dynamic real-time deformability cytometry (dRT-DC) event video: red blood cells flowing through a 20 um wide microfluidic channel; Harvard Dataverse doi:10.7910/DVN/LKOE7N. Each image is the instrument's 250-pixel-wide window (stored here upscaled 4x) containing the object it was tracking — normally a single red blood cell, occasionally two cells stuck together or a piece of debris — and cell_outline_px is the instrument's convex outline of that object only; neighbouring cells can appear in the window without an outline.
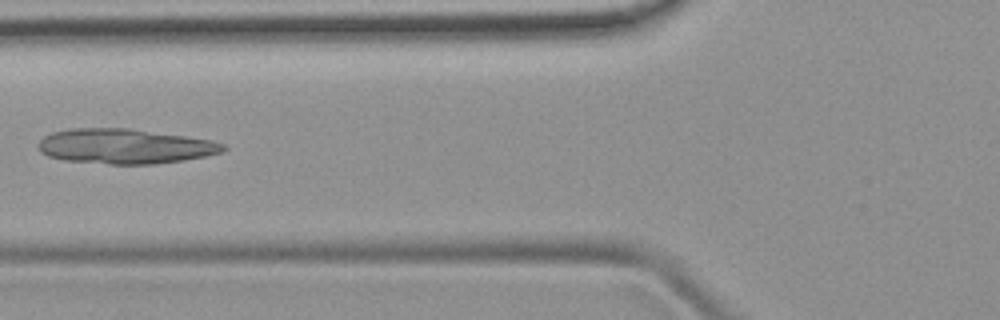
{"species": "common noctule bat (a hibernating species)", "species_latin": "Nyctalus noctula", "temperature_condition": "room temperature", "stored_images_in_passage": 3, "camera_frame_rate_fps": 3000, "um_per_image_px": 0.085, "animal": {"sex": "female", "body_mass_g": 19.9}, "frame": {"image": 1, "passage_image": 2, "time_ms": 1.333, "image_size_px": [1000, 320], "cell_outline_px": [[228, 148], [220, 152], [204, 156], [184, 160], [156, 164], [108, 164], [64, 160], [48, 156], [40, 152], [40, 140], [44, 136], [52, 132], [68, 128], [128, 128], [212, 140], [224, 144]], "centroid_in_image_um": [10.6, 12.43], "position_along_channel_um": 115.2, "area_um2": 37.51}}
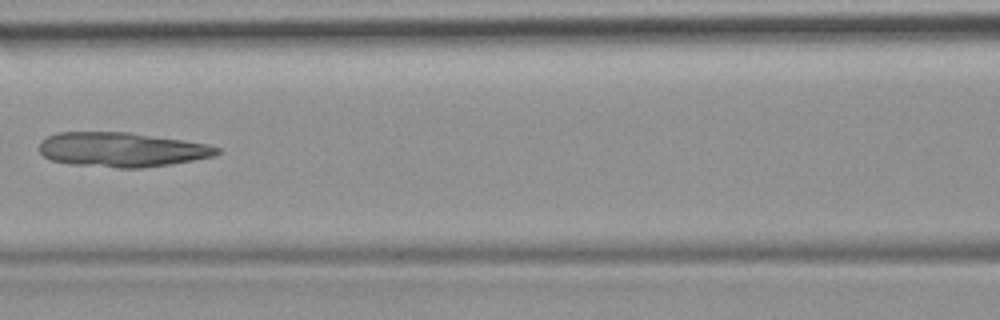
{"frame": {"image": 2, "passage_image": 3, "time_ms": 2.333, "image_size_px": [1000, 320], "cell_outline_px": [[220, 152], [216, 156], [168, 164], [140, 168], [116, 168], [68, 164], [52, 160], [44, 156], [40, 152], [40, 144], [48, 136], [56, 132], [128, 132], [184, 140], [208, 144], [220, 148]], "centroid_in_image_um": [10.35, 12.72], "position_along_channel_um": 156.2, "area_um2": 35.72}}